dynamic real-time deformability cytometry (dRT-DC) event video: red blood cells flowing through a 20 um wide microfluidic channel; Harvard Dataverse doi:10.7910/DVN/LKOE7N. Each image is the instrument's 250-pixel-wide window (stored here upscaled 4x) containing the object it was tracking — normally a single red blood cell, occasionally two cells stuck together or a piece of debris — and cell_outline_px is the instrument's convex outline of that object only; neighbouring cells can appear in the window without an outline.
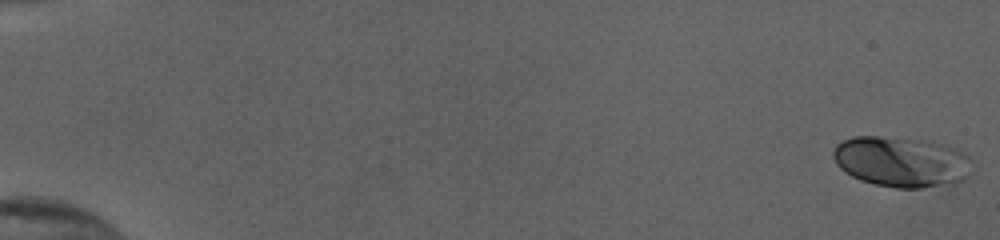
{"species": "human", "species_latin": "Homo sapiens", "temperature_condition": "cold", "stored_images_in_passage": 54, "camera_frame_rate_fps": 3000, "um_per_image_px": 0.085, "donor": {"sex": "female"}, "frame": {"image": 1, "passage_image": 1, "time_ms": 0.0, "image_size_px": [1000, 240], "cell_outline_px": [[968, 176], [964, 180], [920, 188], [896, 188], [872, 184], [860, 180], [844, 172], [836, 164], [832, 156], [832, 152], [836, 144], [852, 136], [880, 136], [924, 140], [952, 148], [968, 156]], "centroid_in_image_um": [76.5, 13.75], "position_along_channel_um": 8.5, "area_um2": 40.4}}
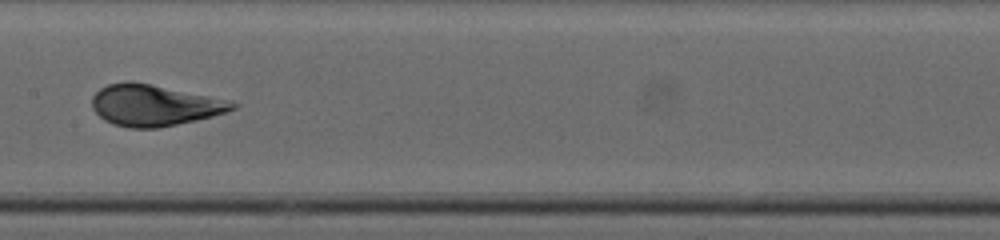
{"frame": {"image": 2, "passage_image": 30, "time_ms": 9.667, "image_size_px": [1000, 240], "cell_outline_px": [[240, 104], [236, 108], [212, 116], [196, 120], [160, 128], [128, 128], [112, 124], [104, 120], [92, 108], [92, 96], [100, 88], [108, 84], [128, 80], [132, 80], [232, 100]], "centroid_in_image_um": [13.12, 8.94], "position_along_channel_um": 194.3, "area_um2": 34.1}}
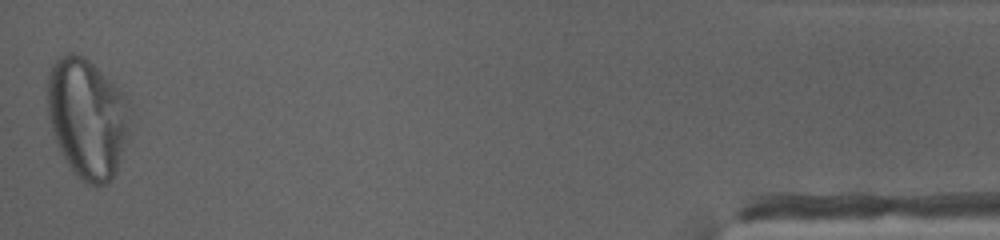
{"frame": {"image": 3, "passage_image": 54, "time_ms": 17.667, "image_size_px": [1000, 240], "cell_outline_px": [[132, 108], [128, 136], [116, 172], [104, 184], [96, 188], [80, 180], [72, 172], [52, 132], [48, 116], [48, 72], [52, 64], [60, 56], [68, 52], [72, 52], [84, 56], [120, 88], [128, 96]], "centroid_in_image_um": [7.45, 10.02], "position_along_channel_um": 427.7, "area_um2": 58.32}, "authors_computed_cell_mechanics": {"area_um2": 36.3273, "velocity_mm_per_s": 3.8631, "shape_relaxation_time_tau1_ms": 2.8084, "shape_relaxation_time_tau2_ms": null, "deformation_change_tau1": 0.1553, "deformation_change_tau2": null}}